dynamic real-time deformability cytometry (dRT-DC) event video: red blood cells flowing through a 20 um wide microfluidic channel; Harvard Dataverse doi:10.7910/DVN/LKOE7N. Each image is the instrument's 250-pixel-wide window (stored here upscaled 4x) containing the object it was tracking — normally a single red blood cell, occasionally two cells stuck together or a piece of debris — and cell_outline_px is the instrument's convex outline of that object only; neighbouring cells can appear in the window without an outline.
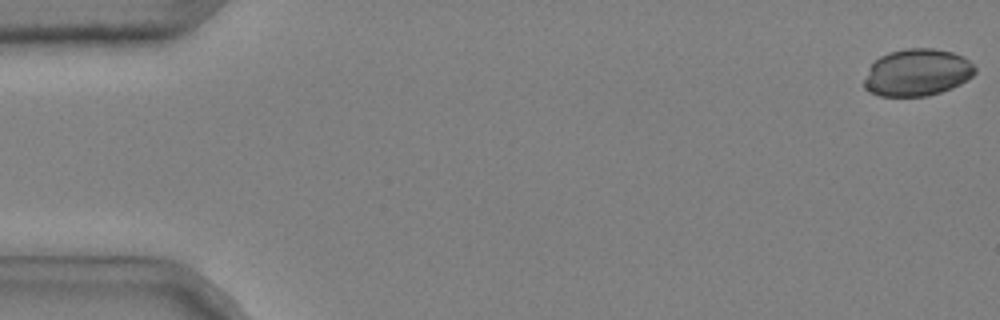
{"species": "common noctule bat (a hibernating species)", "species_latin": "Nyctalus noctula", "temperature_condition": "cold", "stored_images_in_passage": 12, "camera_frame_rate_fps": 3000, "um_per_image_px": 0.085, "animal": {"sex": "male", "body_mass_g": 20.4}, "frame": {"image": 1, "passage_image": 1, "time_ms": 0.0, "image_size_px": [1000, 320], "cell_outline_px": [[976, 72], [972, 76], [960, 84], [952, 88], [928, 96], [880, 96], [864, 88], [864, 80], [868, 68], [880, 56], [888, 52], [904, 48], [932, 48], [952, 52], [968, 60], [976, 68]], "centroid_in_image_um": [77.95, 6.16], "position_along_channel_um": 7.1, "area_um2": 30.4}}